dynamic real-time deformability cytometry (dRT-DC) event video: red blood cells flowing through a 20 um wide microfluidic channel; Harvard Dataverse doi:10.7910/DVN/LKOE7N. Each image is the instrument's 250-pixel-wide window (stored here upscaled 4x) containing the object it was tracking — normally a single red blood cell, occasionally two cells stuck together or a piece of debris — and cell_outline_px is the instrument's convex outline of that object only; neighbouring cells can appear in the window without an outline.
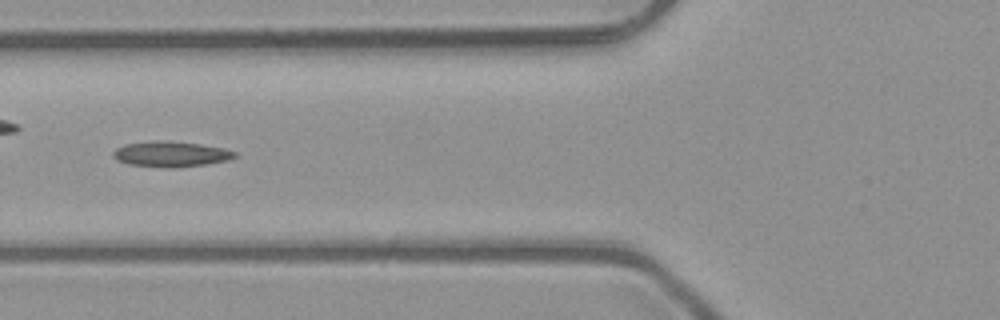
{"species": "common noctule bat (a hibernating species)", "species_latin": "Nyctalus noctula", "temperature_condition": "room temperature", "stored_images_in_passage": 7, "camera_frame_rate_fps": 3000, "um_per_image_px": 0.085, "animal": {"sex": "male", "body_mass_g": 23.1, "forearm_length_mm": 52.7}, "frame": {"image": 1, "passage_image": 6, "time_ms": 1.667, "image_size_px": [1000, 320], "cell_outline_px": [[240, 156], [228, 160], [204, 164], [176, 168], [172, 168], [128, 164], [116, 160], [112, 156], [112, 152], [116, 148], [124, 144], [156, 140], [164, 140], [200, 144], [224, 148], [236, 152]], "centroid_in_image_um": [14.52, 13.09], "position_along_channel_um": 111.3, "area_um2": 18.21}}
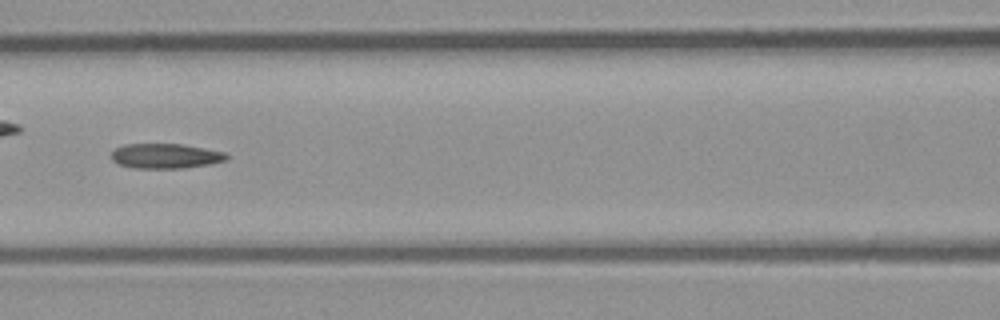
{"frame": {"image": 2, "passage_image": 7, "time_ms": 2.0, "image_size_px": [1000, 320], "cell_outline_px": [[228, 160], [212, 164], [184, 168], [132, 168], [120, 164], [112, 160], [112, 152], [116, 148], [124, 144], [180, 144], [224, 152], [228, 156]], "centroid_in_image_um": [14.08, 13.27], "position_along_channel_um": 152.5, "area_um2": 16.65}}